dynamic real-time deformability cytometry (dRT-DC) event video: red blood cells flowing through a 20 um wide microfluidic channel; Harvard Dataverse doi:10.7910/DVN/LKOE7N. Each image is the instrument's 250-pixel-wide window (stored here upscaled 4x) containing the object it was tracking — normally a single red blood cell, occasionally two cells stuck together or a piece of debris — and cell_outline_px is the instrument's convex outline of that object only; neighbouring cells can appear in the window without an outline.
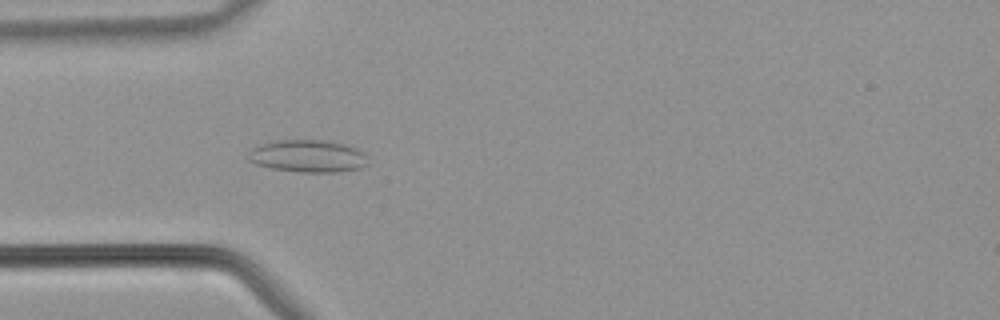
{"species": "common noctule bat (a hibernating species)", "species_latin": "Nyctalus noctula", "temperature_condition": "warm", "stored_images_in_passage": 41, "camera_frame_rate_fps": 3000, "um_per_image_px": 0.085, "animal": {"sex": "male", "body_mass_g": 21.5, "forearm_length_mm": 52.0}, "frame": {"image": 1, "passage_image": 11, "time_ms": 3.333, "image_size_px": [1000, 320], "cell_outline_px": [[368, 164], [360, 168], [340, 172], [300, 172], [272, 168], [256, 164], [248, 160], [252, 148], [276, 140], [324, 140], [344, 144], [356, 148], [364, 152], [368, 156]], "centroid_in_image_um": [26.23, 13.27], "position_along_channel_um": 58.8, "area_um2": 22.54}}
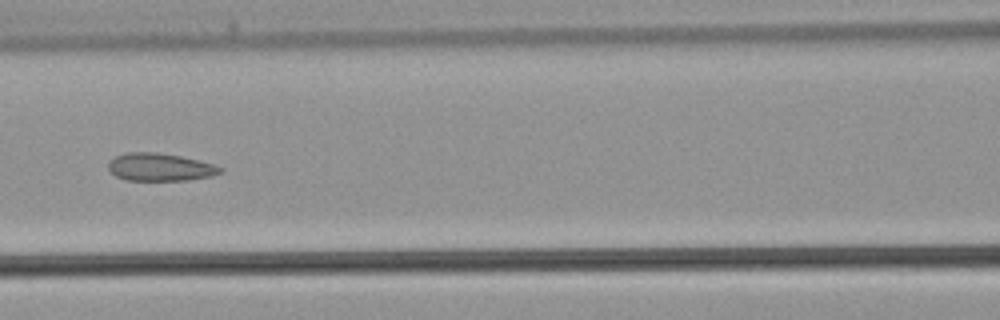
{"frame": {"image": 2, "passage_image": 17, "time_ms": 5.333, "image_size_px": [1000, 320], "cell_outline_px": [[224, 168], [220, 172], [212, 176], [188, 180], [124, 180], [116, 176], [108, 168], [108, 164], [116, 156], [128, 152], [156, 152], [180, 156], [216, 164]], "centroid_in_image_um": [13.63, 14.2], "position_along_channel_um": 153.0, "area_um2": 18.03}}
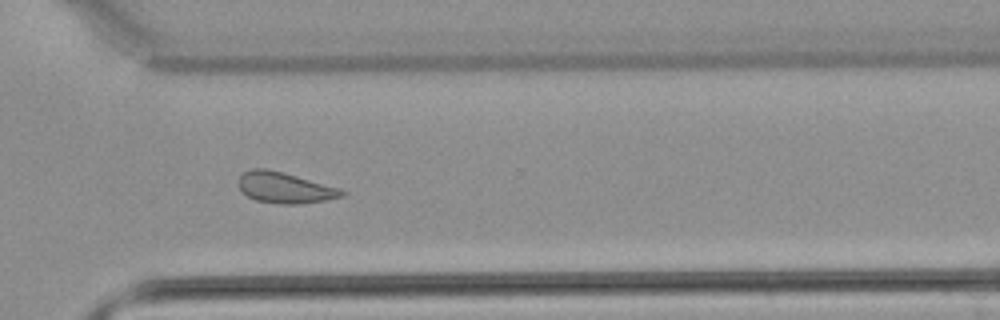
{"frame": {"image": 3, "passage_image": 29, "time_ms": 9.333, "image_size_px": [1000, 320], "cell_outline_px": [[348, 192], [344, 196], [324, 200], [300, 204], [280, 204], [256, 200], [248, 196], [240, 188], [236, 180], [244, 172], [252, 168], [268, 168], [284, 172], [340, 188]], "centroid_in_image_um": [24.21, 15.94], "position_along_channel_um": 346.4, "area_um2": 18.73}}